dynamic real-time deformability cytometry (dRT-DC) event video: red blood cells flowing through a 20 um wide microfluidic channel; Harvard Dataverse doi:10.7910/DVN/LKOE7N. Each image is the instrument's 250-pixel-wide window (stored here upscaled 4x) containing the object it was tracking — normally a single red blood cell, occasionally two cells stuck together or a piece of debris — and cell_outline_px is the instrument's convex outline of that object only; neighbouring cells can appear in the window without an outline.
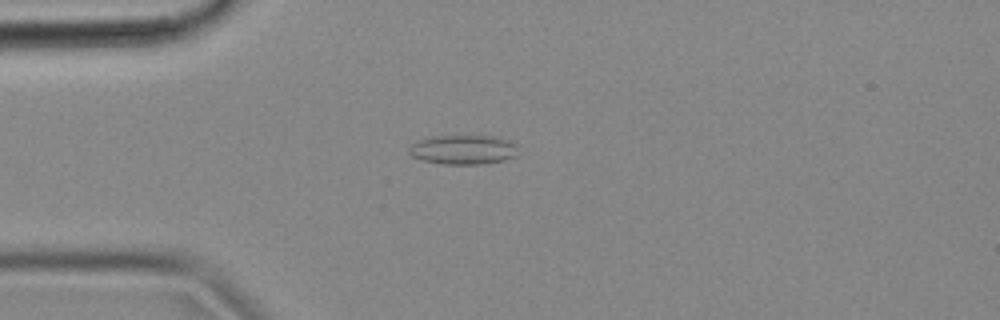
{"species": "common noctule bat (a hibernating species)", "species_latin": "Nyctalus noctula", "temperature_condition": "cold", "stored_images_in_passage": 41, "camera_frame_rate_fps": 3000, "um_per_image_px": 0.085, "animal": {"sex": "female", "body_mass_g": 18.4}, "frame": {"image": 1, "passage_image": 1, "time_ms": 0.0, "image_size_px": [1000, 320], "cell_outline_px": [[516, 156], [504, 160], [480, 164], [440, 164], [424, 160], [412, 156], [408, 152], [408, 148], [416, 140], [436, 136], [492, 136], [508, 140], [516, 144]], "centroid_in_image_um": [39.35, 12.72], "position_along_channel_um": 45.7, "area_um2": 18.61}}
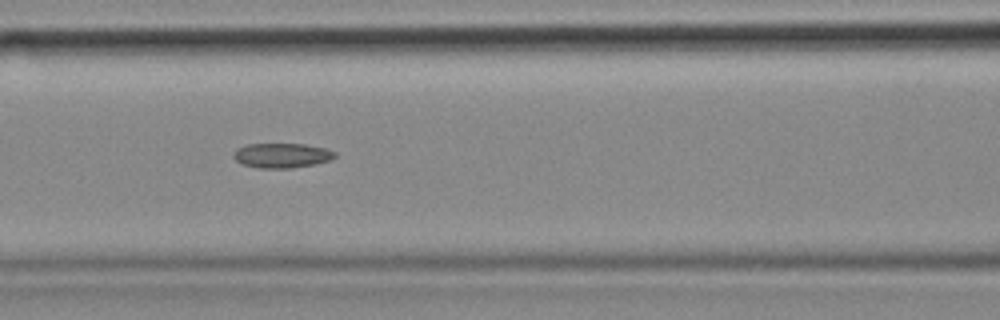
{"frame": {"image": 2, "passage_image": 10, "time_ms": 3.0, "image_size_px": [1000, 320], "cell_outline_px": [[336, 156], [328, 160], [316, 164], [288, 168], [260, 168], [240, 164], [232, 156], [232, 152], [236, 148], [248, 144], [304, 144], [324, 148], [336, 152]], "centroid_in_image_um": [23.9, 13.21], "position_along_channel_um": 142.7, "area_um2": 14.62}}
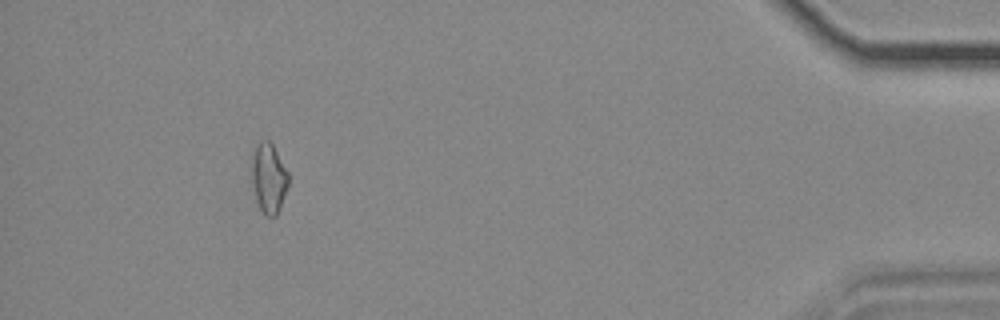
{"frame": {"image": 3, "passage_image": 37, "time_ms": 12.0, "image_size_px": [1000, 320], "cell_outline_px": [[288, 188], [276, 216], [268, 216], [260, 208], [256, 200], [252, 180], [252, 156], [256, 144], [260, 140], [268, 140], [272, 144], [288, 172]], "centroid_in_image_um": [22.84, 15.12], "position_along_channel_um": 412.4, "area_um2": 14.74}}